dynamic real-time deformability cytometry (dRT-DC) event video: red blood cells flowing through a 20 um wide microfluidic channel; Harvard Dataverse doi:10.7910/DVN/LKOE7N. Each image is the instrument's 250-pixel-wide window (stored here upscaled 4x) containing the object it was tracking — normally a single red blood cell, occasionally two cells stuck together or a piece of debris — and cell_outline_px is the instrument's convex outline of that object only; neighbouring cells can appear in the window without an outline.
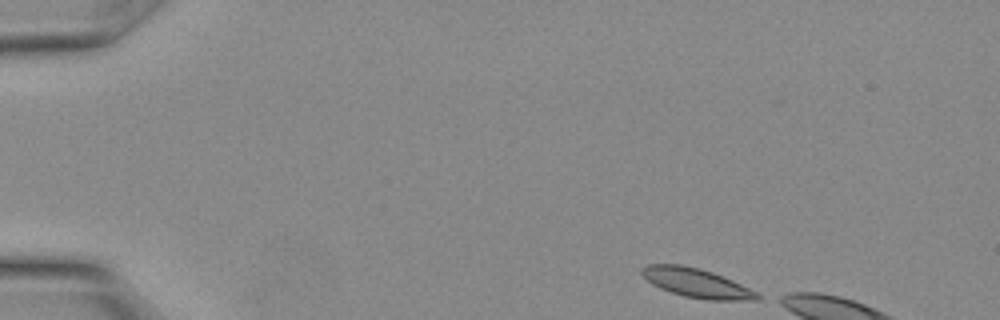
{"species": "Egyptian fruit bat (a non-hibernating species)", "species_latin": "Rousettus aegyptiacus", "temperature_condition": "warm", "stored_images_in_passage": 4, "camera_frame_rate_fps": 3000, "um_per_image_px": 0.085, "animal": {"sex": "female"}, "frame": {"image": 1, "passage_image": 1, "time_ms": 0.0, "image_size_px": [1000, 320], "cell_outline_px": [[764, 296], [756, 300], [708, 300], [684, 296], [660, 288], [652, 284], [640, 272], [640, 268], [648, 264], [680, 264], [700, 268], [712, 272], [732, 280]], "centroid_in_image_um": [59.2, 24.05], "position_along_channel_um": 25.8, "area_um2": 19.48}}